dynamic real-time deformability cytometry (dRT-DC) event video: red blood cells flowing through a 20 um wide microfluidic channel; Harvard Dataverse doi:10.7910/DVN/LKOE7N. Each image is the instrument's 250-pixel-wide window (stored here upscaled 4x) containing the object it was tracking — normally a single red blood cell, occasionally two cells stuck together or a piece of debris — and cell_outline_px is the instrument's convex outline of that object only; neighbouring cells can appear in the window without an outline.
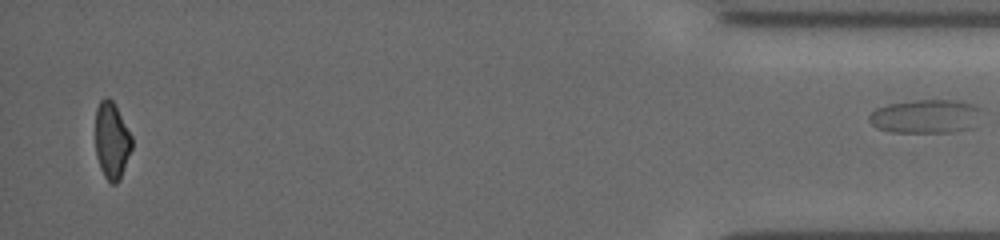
{"species": "common noctule bat (a hibernating species)", "species_latin": "Nyctalus noctula", "temperature_condition": "cold", "stored_images_in_passage": 54, "segment_of_instrument_passage": [2, 2], "camera_frame_rate_fps": 3000, "um_per_image_px": 0.085, "animal": {"sex": "female", "body_mass_g": 19.5, "forearm_length_mm": 54.1}, "frame": {"image": 1, "passage_image": 54, "time_ms": 17.667, "image_size_px": [1000, 240], "cell_outline_px": [[984, 108], [972, 128], [952, 132], [892, 132], [876, 128], [868, 120], [868, 116], [876, 108], [888, 104], [912, 100], [956, 100], [972, 104]], "centroid_in_image_um": [78.69, 9.88], "position_along_channel_um": 356.5, "area_um2": 22.31}}